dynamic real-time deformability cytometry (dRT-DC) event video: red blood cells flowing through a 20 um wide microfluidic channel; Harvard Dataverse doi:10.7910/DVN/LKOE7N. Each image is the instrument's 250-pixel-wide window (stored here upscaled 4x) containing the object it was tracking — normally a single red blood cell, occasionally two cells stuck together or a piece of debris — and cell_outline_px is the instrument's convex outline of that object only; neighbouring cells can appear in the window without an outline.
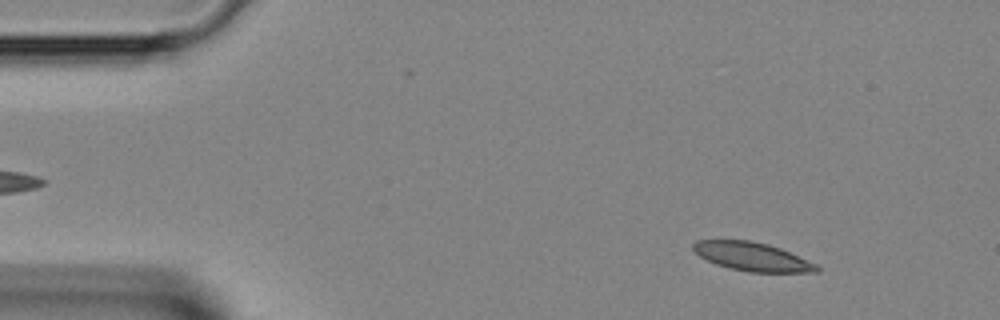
{"species": "Egyptian fruit bat (a non-hibernating species)", "species_latin": "Rousettus aegyptiacus", "temperature_condition": "room temperature", "stored_images_in_passage": 13, "camera_frame_rate_fps": 3000, "um_per_image_px": 0.085, "animal": {"sex": "female"}, "frame": {"image": 1, "passage_image": 4, "time_ms": 1.0, "image_size_px": [1000, 320], "cell_outline_px": [[820, 272], [748, 272], [716, 264], [700, 256], [692, 248], [692, 244], [696, 240], [752, 240], [768, 244], [780, 248], [816, 264], [820, 268]], "centroid_in_image_um": [63.94, 21.81], "position_along_channel_um": 21.1, "area_um2": 20.4}}
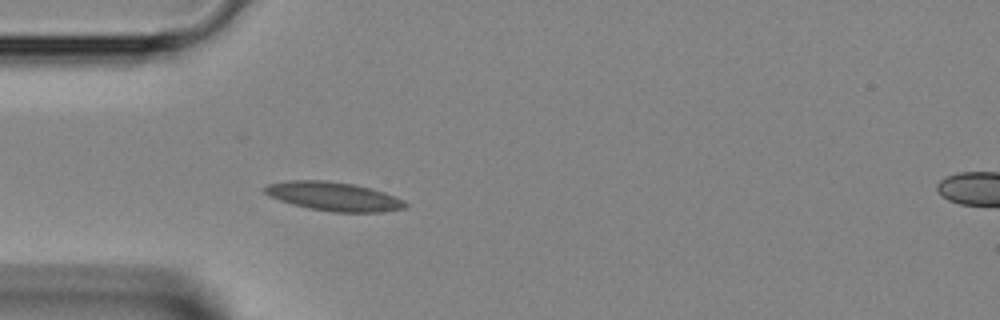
{"frame": {"image": 2, "passage_image": 11, "time_ms": 3.333, "image_size_px": [1000, 320], "cell_outline_px": [[408, 204], [404, 208], [380, 212], [332, 212], [308, 208], [292, 204], [268, 196], [264, 192], [264, 188], [268, 184], [288, 180], [324, 180], [352, 184], [384, 192], [404, 200]], "centroid_in_image_um": [28.33, 16.7], "position_along_channel_um": 56.7, "area_um2": 23.47}}